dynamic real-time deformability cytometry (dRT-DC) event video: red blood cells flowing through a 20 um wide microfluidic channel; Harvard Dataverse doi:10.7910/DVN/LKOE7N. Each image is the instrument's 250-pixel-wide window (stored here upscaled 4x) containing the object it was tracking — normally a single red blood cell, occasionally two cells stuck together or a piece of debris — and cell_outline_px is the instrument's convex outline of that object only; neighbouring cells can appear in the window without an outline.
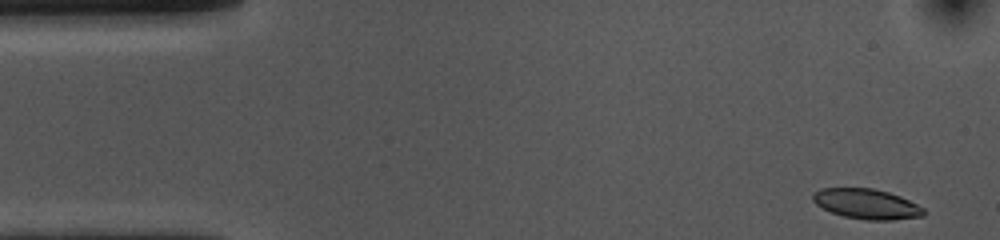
{"species": "common noctule bat (a hibernating species)", "species_latin": "Nyctalus noctula", "temperature_condition": "cold", "stored_images_in_passage": 52, "camera_frame_rate_fps": 3000, "um_per_image_px": 0.085, "animal": {"sex": "female", "body_mass_g": 10.0, "forearm_length_mm": 53.1}, "frame": {"image": 1, "passage_image": 1, "time_ms": 0.0, "image_size_px": [1000, 240], "cell_outline_px": [[924, 216], [892, 220], [864, 220], [844, 216], [832, 212], [816, 204], [812, 200], [812, 192], [820, 188], [872, 188], [888, 192], [900, 196], [924, 208]], "centroid_in_image_um": [73.64, 17.33], "position_along_channel_um": 11.4, "area_um2": 19.42}}
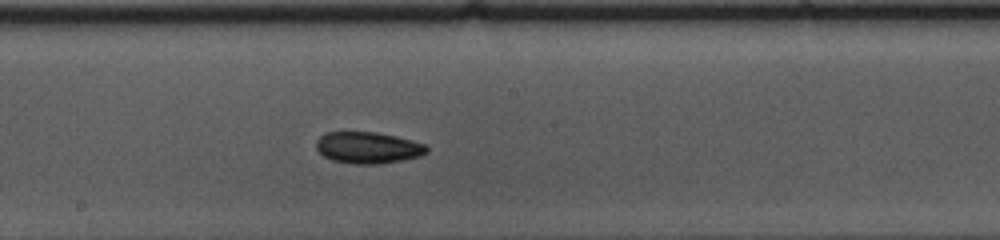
{"frame": {"image": 2, "passage_image": 26, "time_ms": 8.333, "image_size_px": [1000, 240], "cell_outline_px": [[428, 152], [420, 156], [400, 160], [376, 164], [348, 164], [332, 160], [324, 156], [316, 148], [316, 140], [320, 136], [328, 132], [376, 132], [396, 136], [428, 144]], "centroid_in_image_um": [31.29, 12.55], "position_along_channel_um": 216.9, "area_um2": 20.4}}
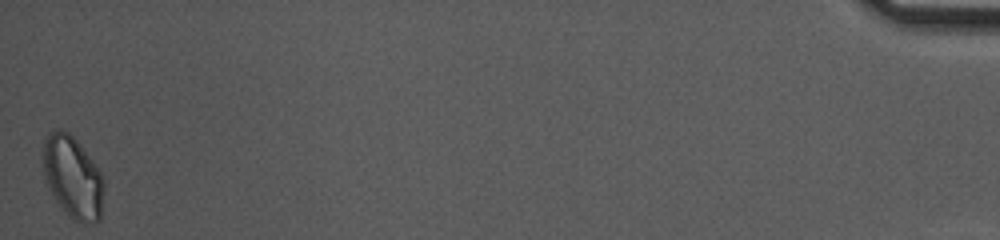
{"frame": {"image": 3, "passage_image": 52, "time_ms": 17.0, "image_size_px": [1000, 240], "cell_outline_px": [[104, 188], [100, 220], [96, 224], [84, 224], [72, 220], [64, 212], [48, 188], [44, 176], [44, 140], [56, 128], [60, 128], [68, 132], [80, 144], [100, 172], [104, 180]], "centroid_in_image_um": [6.21, 15.12], "position_along_channel_um": 429.0, "area_um2": 29.13}, "authors_computed_cell_mechanics": {"area_um2": 20.4034, "velocity_mm_per_s": 3.618, "shape_relaxation_time_tau1_ms": 3.5984, "shape_relaxation_time_tau2_ms": null, "deformation_change_tau1": 0.0846, "deformation_change_tau2": null}}